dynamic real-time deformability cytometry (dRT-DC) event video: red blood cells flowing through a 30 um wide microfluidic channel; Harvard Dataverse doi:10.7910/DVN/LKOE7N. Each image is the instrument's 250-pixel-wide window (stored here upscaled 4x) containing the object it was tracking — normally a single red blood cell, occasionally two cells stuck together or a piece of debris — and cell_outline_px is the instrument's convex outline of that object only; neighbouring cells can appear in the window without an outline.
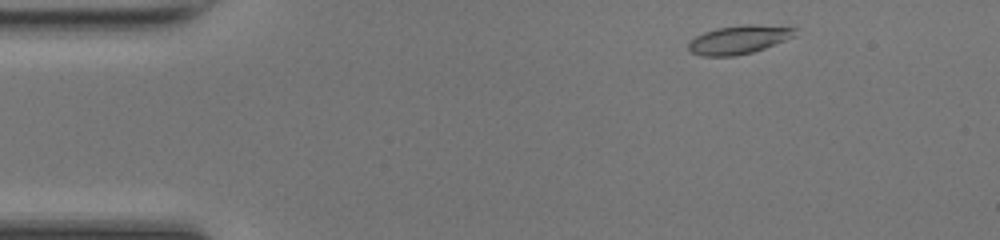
{"species": "common noctule bat (a hibernating species)", "species_latin": "Nyctalus noctula", "temperature_condition": "room temperature", "stored_images_in_passage": 44, "camera_frame_rate_fps": 3000, "um_per_image_px": 0.085, "animal": {"sex": "female", "body_mass_g": 17.0, "forearm_length_mm": 48.0}, "frame": {"image": 1, "passage_image": 2, "time_ms": 0.333, "image_size_px": [1000, 240], "cell_outline_px": [[796, 36], [764, 48], [752, 52], [732, 56], [704, 56], [692, 52], [688, 48], [688, 44], [696, 36], [704, 32], [716, 28], [744, 24], [752, 24], [796, 28]], "centroid_in_image_um": [62.81, 3.36], "position_along_channel_um": 22.2, "area_um2": 17.51}}
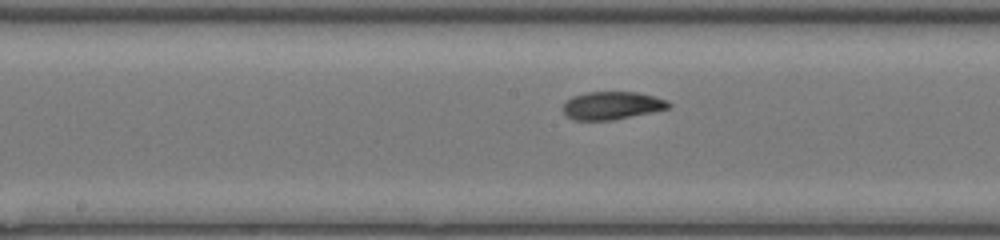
{"frame": {"image": 2, "passage_image": 20, "time_ms": 6.333, "image_size_px": [1000, 240], "cell_outline_px": [[672, 104], [668, 108], [652, 112], [612, 120], [576, 120], [568, 116], [564, 112], [564, 104], [572, 96], [588, 92], [636, 92], [668, 100]], "centroid_in_image_um": [52.04, 8.96], "position_along_channel_um": 196.2, "area_um2": 16.94}}
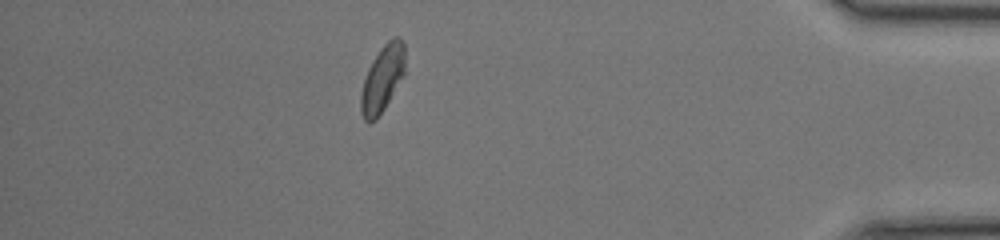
{"frame": {"image": 3, "passage_image": 38, "time_ms": 12.333, "image_size_px": [1000, 240], "cell_outline_px": [[404, 76], [384, 108], [376, 120], [368, 124], [364, 120], [360, 112], [360, 92], [368, 68], [372, 60], [380, 48], [392, 36], [400, 36], [404, 44]], "centroid_in_image_um": [32.49, 6.69], "position_along_channel_um": 402.7, "area_um2": 17.34}, "authors_computed_cell_mechanics": {"area_um2": 17.051, "velocity_mm_per_s": 4.2507, "shape_relaxation_time_tau1_ms": 2.319, "shape_relaxation_time_tau2_ms": 3.4744, "deformation_change_tau1": 0.1057, "deformation_change_tau2": 0.0943}}